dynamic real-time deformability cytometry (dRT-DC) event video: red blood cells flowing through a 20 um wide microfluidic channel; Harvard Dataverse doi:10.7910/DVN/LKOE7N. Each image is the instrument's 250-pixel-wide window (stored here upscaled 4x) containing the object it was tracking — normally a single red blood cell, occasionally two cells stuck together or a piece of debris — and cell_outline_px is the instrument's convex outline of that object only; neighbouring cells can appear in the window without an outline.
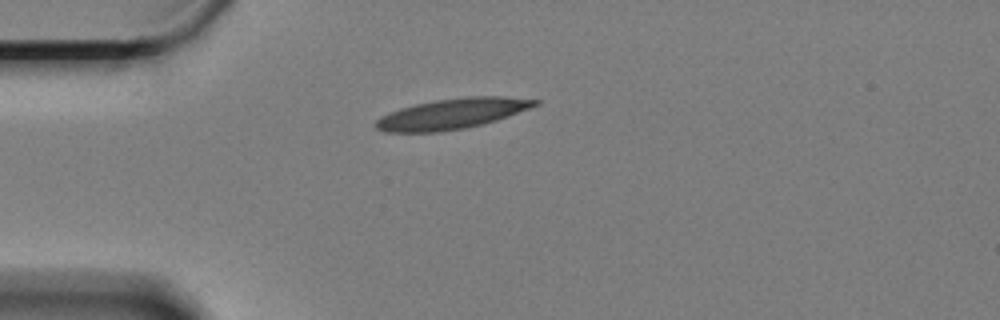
{"species": "Egyptian fruit bat (a non-hibernating species)", "species_latin": "Rousettus aegyptiacus", "temperature_condition": "cold", "stored_images_in_passage": 46, "camera_frame_rate_fps": 3000, "um_per_image_px": 0.085, "animal": {"sex": "female"}, "frame": {"image": 1, "passage_image": 1, "time_ms": 0.0, "image_size_px": [1000, 320], "cell_outline_px": [[540, 104], [496, 120], [464, 128], [440, 132], [384, 132], [376, 128], [376, 120], [380, 116], [388, 112], [400, 108], [416, 104], [436, 100], [464, 96], [504, 96], [540, 100]], "centroid_in_image_um": [38.4, 9.66], "position_along_channel_um": 46.6, "area_um2": 28.15}}
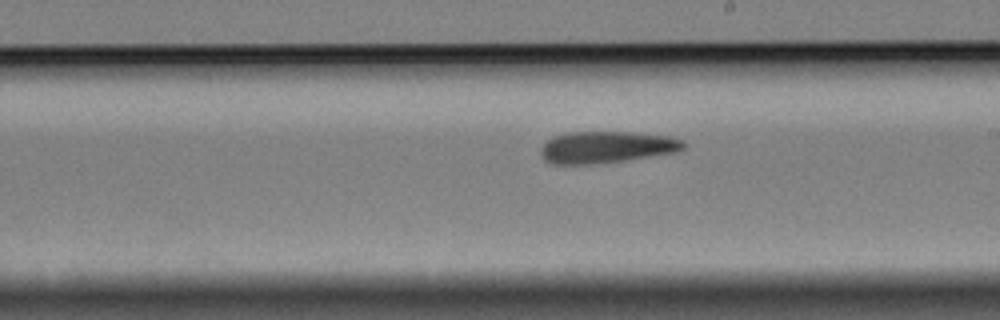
{"frame": {"image": 2, "passage_image": 20, "time_ms": 6.333, "image_size_px": [1000, 320], "cell_outline_px": [[684, 148], [676, 152], [624, 160], [592, 164], [552, 164], [544, 160], [540, 152], [544, 144], [552, 136], [564, 132], [632, 132], [672, 136], [684, 140]], "centroid_in_image_um": [51.54, 12.49], "position_along_channel_um": 237.5, "area_um2": 26.47}}
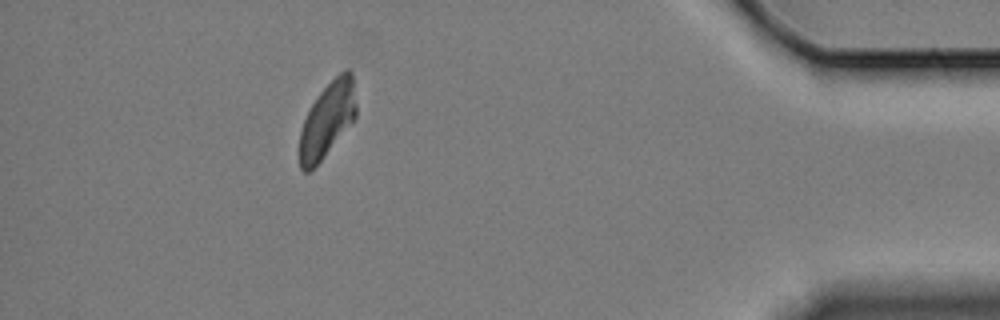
{"frame": {"image": 3, "passage_image": 40, "time_ms": 13.0, "image_size_px": [1000, 320], "cell_outline_px": [[356, 116], [320, 160], [308, 172], [304, 172], [300, 168], [300, 132], [304, 120], [316, 96], [344, 68], [348, 68], [352, 72], [356, 104]], "centroid_in_image_um": [27.82, 10.12], "position_along_channel_um": 407.4, "area_um2": 24.04}, "authors_computed_cell_mechanics": {"area_um2": 26.5302, "velocity_mm_per_s": 3.2792, "shape_relaxation_time_tau1_ms": null, "shape_relaxation_time_tau2_ms": 6.6681, "deformation_change_tau1": null, "deformation_change_tau2": 0.1397}}